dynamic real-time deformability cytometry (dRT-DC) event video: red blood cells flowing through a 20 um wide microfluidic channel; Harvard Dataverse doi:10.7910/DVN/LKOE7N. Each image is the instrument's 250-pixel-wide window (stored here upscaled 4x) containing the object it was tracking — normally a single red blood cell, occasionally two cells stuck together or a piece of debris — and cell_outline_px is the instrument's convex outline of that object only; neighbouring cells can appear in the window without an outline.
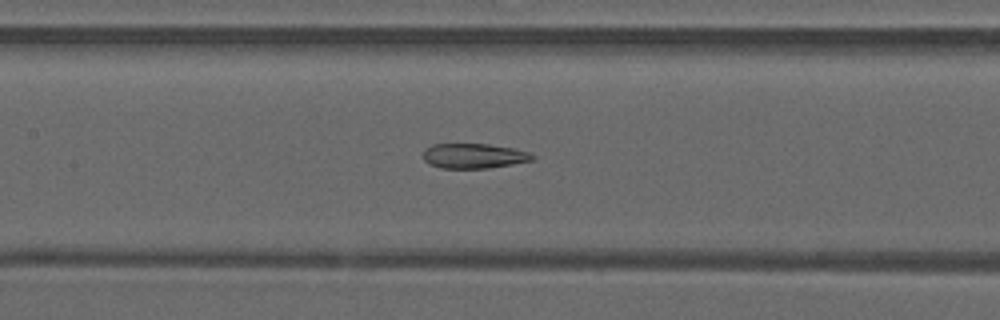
{"species": "common noctule bat (a hibernating species)", "species_latin": "Nyctalus noctula", "temperature_condition": "warm", "stored_images_in_passage": 37, "camera_frame_rate_fps": 3000, "um_per_image_px": 0.085, "animal": {"sex": "male", "forearm_length_mm": 52.5}, "frame": {"image": 1, "passage_image": 17, "time_ms": 5.333, "image_size_px": [1000, 320], "cell_outline_px": [[536, 156], [532, 160], [512, 164], [488, 168], [440, 168], [428, 164], [424, 160], [424, 148], [432, 144], [488, 144], [512, 148], [528, 152]], "centroid_in_image_um": [40.24, 13.25], "position_along_channel_um": 167.2, "area_um2": 15.84}}
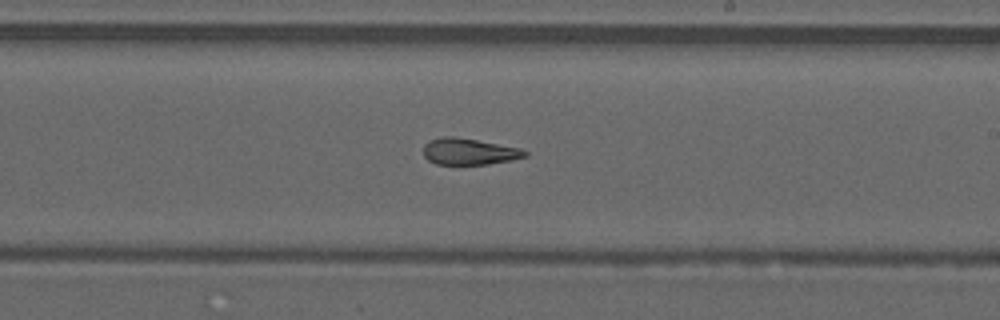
{"frame": {"image": 2, "passage_image": 23, "time_ms": 7.333, "image_size_px": [1000, 320], "cell_outline_px": [[528, 156], [512, 160], [488, 164], [436, 164], [428, 160], [424, 156], [424, 144], [428, 140], [440, 136], [452, 136], [476, 140], [520, 148], [528, 152]], "centroid_in_image_um": [39.85, 12.88], "position_along_channel_um": 249.1, "area_um2": 15.66}}
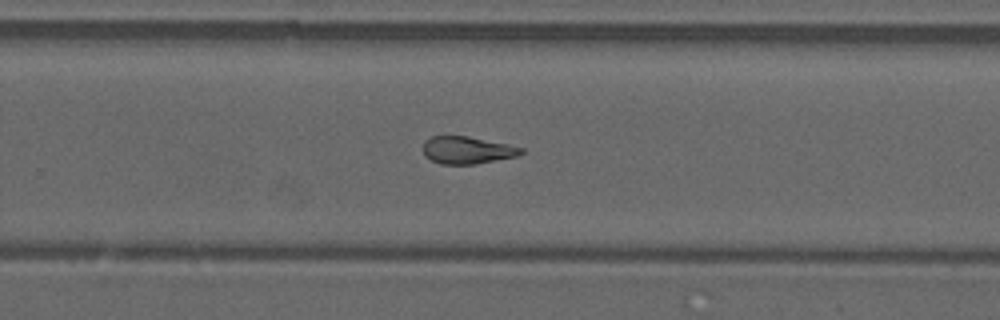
{"frame": {"image": 3, "passage_image": 26, "time_ms": 8.333, "image_size_px": [1000, 320], "cell_outline_px": [[524, 152], [520, 156], [476, 164], [440, 164], [424, 156], [424, 140], [432, 136], [468, 136], [508, 144], [524, 148]], "centroid_in_image_um": [39.75, 12.76], "position_along_channel_um": 290.1, "area_um2": 15.78}}